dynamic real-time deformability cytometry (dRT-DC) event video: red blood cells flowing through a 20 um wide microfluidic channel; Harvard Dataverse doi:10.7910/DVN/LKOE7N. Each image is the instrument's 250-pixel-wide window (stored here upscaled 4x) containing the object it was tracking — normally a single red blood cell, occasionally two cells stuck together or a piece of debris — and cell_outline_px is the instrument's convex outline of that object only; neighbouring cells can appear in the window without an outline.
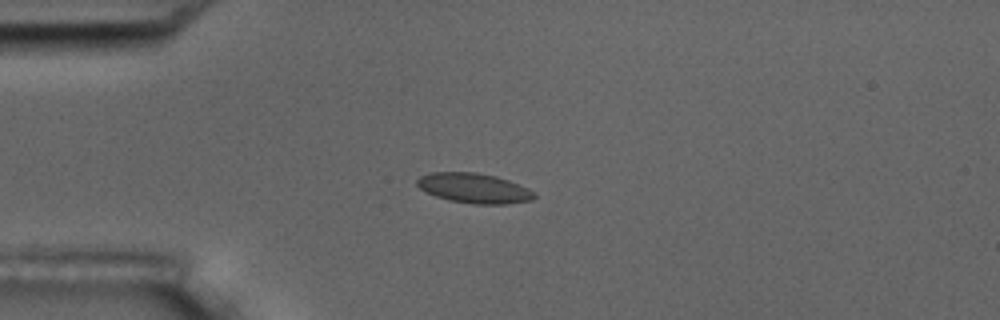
{"species": "common noctule bat (a hibernating species)", "species_latin": "Nyctalus noctula", "temperature_condition": "room temperature", "stored_images_in_passage": 3, "camera_frame_rate_fps": 3000, "um_per_image_px": 0.085, "animal": {"sex": "male", "body_mass_g": 17.5, "forearm_length_mm": 52.3}, "frame": {"image": 1, "passage_image": 3, "time_ms": 2.333, "image_size_px": [1000, 320], "cell_outline_px": [[536, 196], [532, 200], [504, 204], [472, 204], [448, 200], [424, 192], [416, 184], [416, 180], [420, 176], [432, 172], [476, 172], [496, 176], [508, 180], [528, 188], [536, 192]], "centroid_in_image_um": [40.28, 15.99], "position_along_channel_um": 44.7, "area_um2": 20.58}}